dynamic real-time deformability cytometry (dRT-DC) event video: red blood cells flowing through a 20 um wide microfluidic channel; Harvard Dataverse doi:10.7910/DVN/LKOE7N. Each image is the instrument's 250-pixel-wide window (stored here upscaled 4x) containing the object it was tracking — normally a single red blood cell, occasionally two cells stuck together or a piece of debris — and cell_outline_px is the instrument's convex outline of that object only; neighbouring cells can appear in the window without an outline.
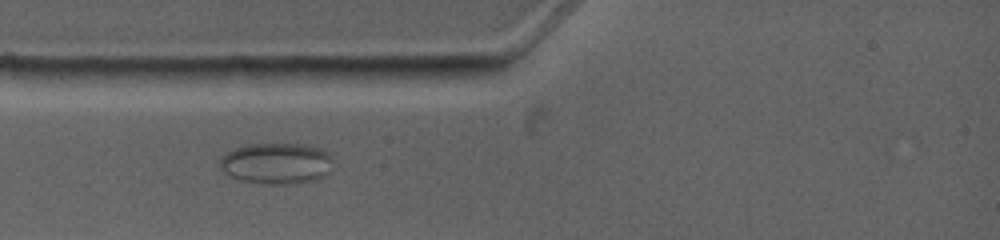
{"species": "common noctule bat (a hibernating species)", "species_latin": "Nyctalus noctula", "temperature_condition": "warm", "stored_images_in_passage": 11, "camera_frame_rate_fps": 4500, "um_per_image_px": 0.085, "animal": {"sex": "female", "body_mass_g": 19.0, "forearm_length_mm": 53.3}, "frame": {"image": 1, "passage_image": 4, "time_ms": 2.667, "image_size_px": [1000, 240], "cell_outline_px": [[332, 160], [328, 172], [312, 180], [292, 184], [264, 184], [240, 180], [224, 172], [220, 168], [220, 156], [224, 152], [248, 144], [300, 144], [320, 148], [328, 152], [332, 156]], "centroid_in_image_um": [23.45, 13.88], "position_along_channel_um": 61.5, "area_um2": 27.05}}
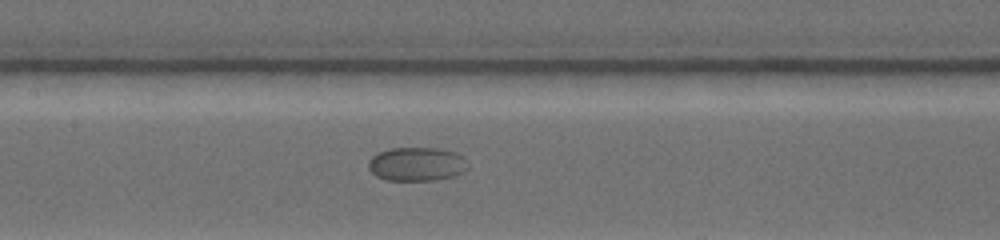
{"frame": {"image": 2, "passage_image": 8, "time_ms": 6.0, "image_size_px": [1000, 240], "cell_outline_px": [[468, 168], [464, 172], [452, 176], [436, 180], [388, 180], [376, 176], [368, 168], [368, 160], [376, 152], [388, 148], [440, 148], [456, 152], [464, 156]], "centroid_in_image_um": [35.41, 13.93], "position_along_channel_um": 172.0, "area_um2": 19.83}}
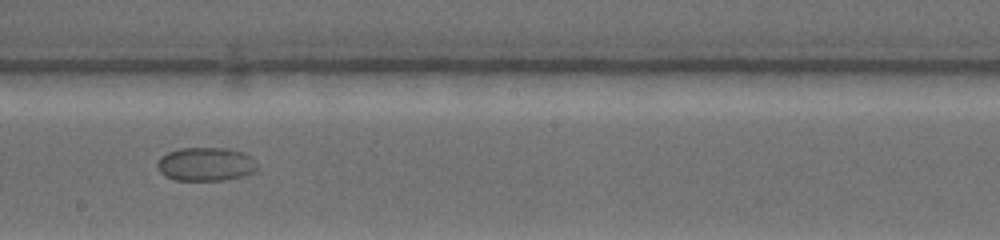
{"frame": {"image": 3, "passage_image": 10, "time_ms": 7.778, "image_size_px": [1000, 240], "cell_outline_px": [[256, 168], [252, 172], [240, 176], [224, 180], [176, 180], [164, 176], [156, 168], [156, 160], [160, 156], [168, 152], [180, 148], [228, 148], [244, 152], [252, 156], [256, 160]], "centroid_in_image_um": [17.44, 13.94], "position_along_channel_um": 230.8, "area_um2": 19.77}}